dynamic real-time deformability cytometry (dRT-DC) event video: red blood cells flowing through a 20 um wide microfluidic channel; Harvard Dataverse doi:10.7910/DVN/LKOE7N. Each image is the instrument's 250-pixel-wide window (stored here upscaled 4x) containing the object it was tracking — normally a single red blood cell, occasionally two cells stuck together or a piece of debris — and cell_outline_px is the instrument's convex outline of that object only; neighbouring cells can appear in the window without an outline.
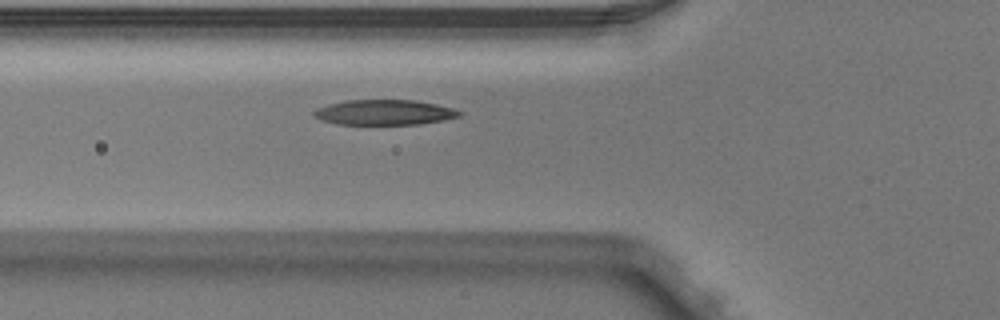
{"species": "Egyptian fruit bat (a non-hibernating species)", "species_latin": "Rousettus aegyptiacus", "temperature_condition": "warm", "stored_images_in_passage": 4, "camera_frame_rate_fps": 3000, "um_per_image_px": 0.085, "animal": {"sex": "male"}, "frame": {"image": 1, "passage_image": 4, "time_ms": 1.0, "image_size_px": [1000, 320], "cell_outline_px": [[464, 112], [460, 116], [444, 120], [416, 124], [336, 124], [320, 120], [312, 112], [316, 108], [328, 104], [348, 100], [416, 100], [436, 104], [452, 108]], "centroid_in_image_um": [32.67, 9.55], "position_along_channel_um": 93.1, "area_um2": 21.33}}